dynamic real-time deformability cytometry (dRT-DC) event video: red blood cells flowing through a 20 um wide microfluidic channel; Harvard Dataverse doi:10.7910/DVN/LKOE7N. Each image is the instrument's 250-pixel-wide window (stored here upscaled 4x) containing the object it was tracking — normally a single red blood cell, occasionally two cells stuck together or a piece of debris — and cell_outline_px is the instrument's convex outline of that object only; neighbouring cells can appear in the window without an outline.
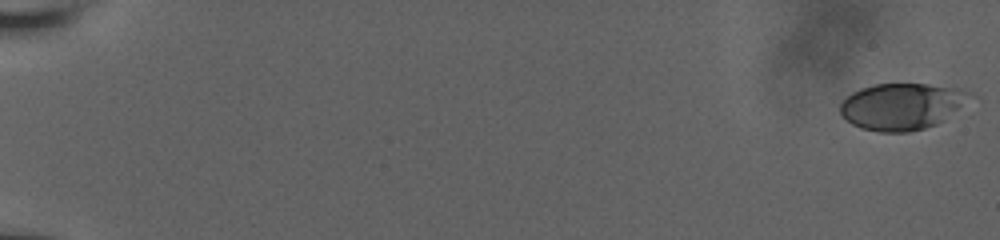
{"species": "human", "species_latin": "Homo sapiens", "temperature_condition": "room temperature", "stored_images_in_passage": 13, "camera_frame_rate_fps": 3000, "um_per_image_px": 0.085, "donor": {"sex": "male"}, "frame": {"image": 1, "passage_image": 1, "time_ms": 0.0, "image_size_px": [1000, 240], "cell_outline_px": [[980, 96], [936, 124], [924, 128], [908, 132], [880, 132], [860, 128], [852, 124], [840, 112], [840, 104], [852, 92], [860, 88], [876, 84], [928, 84], [960, 88], [972, 92]], "centroid_in_image_um": [76.76, 9.02], "position_along_channel_um": 8.2, "area_um2": 35.6}}
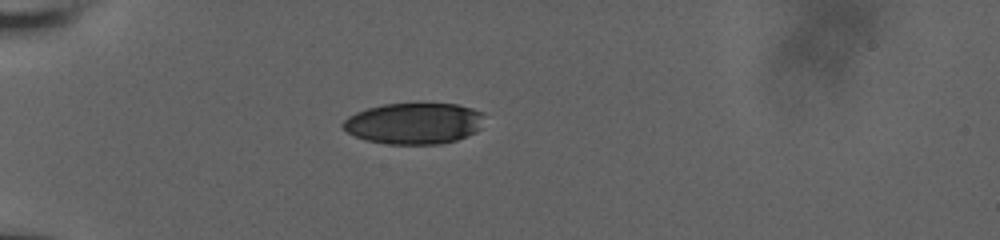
{"frame": {"image": 2, "passage_image": 10, "time_ms": 6.0, "image_size_px": [1000, 240], "cell_outline_px": [[484, 112], [480, 128], [476, 132], [456, 140], [440, 144], [388, 144], [364, 140], [348, 132], [340, 124], [348, 116], [356, 112], [368, 108], [384, 104], [456, 104], [472, 108]], "centroid_in_image_um": [35.19, 10.49], "position_along_channel_um": 49.8, "area_um2": 33.93}}
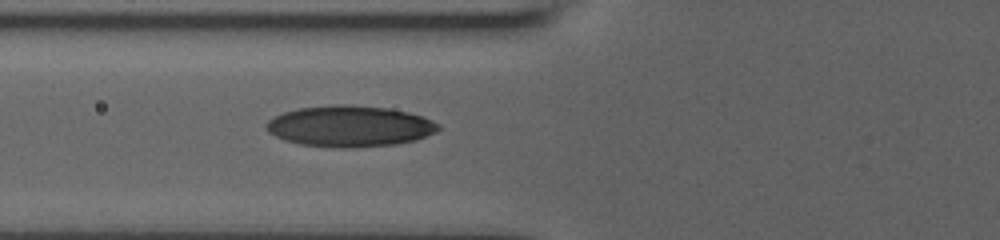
{"frame": {"image": 3, "passage_image": 13, "time_ms": 8.0, "image_size_px": [1000, 240], "cell_outline_px": [[440, 128], [436, 132], [416, 140], [396, 144], [356, 148], [344, 148], [300, 144], [284, 140], [268, 132], [268, 120], [284, 112], [296, 108], [336, 104], [352, 104], [388, 108], [408, 112], [432, 120], [440, 124]], "centroid_in_image_um": [29.76, 10.72], "position_along_channel_um": 96.0, "area_um2": 41.27}}